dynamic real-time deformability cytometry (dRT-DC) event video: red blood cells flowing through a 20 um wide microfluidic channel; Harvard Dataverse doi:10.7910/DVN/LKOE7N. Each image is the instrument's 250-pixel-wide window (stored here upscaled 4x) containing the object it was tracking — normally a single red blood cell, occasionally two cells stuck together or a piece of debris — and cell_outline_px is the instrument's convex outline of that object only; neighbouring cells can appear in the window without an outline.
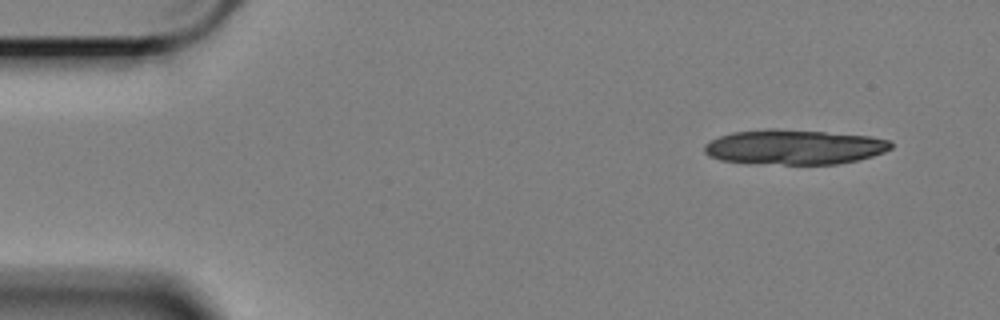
{"species": "Egyptian fruit bat (a non-hibernating species)", "species_latin": "Rousettus aegyptiacus", "temperature_condition": "cold", "stored_images_in_passage": 13, "camera_frame_rate_fps": 3000, "um_per_image_px": 0.085, "animal": {"sex": "female"}, "frame": {"image": 1, "passage_image": 1, "time_ms": 0.0, "image_size_px": [1000, 320], "cell_outline_px": [[892, 148], [884, 152], [860, 160], [840, 164], [784, 164], [720, 160], [708, 156], [704, 152], [704, 144], [720, 136], [732, 132], [768, 128], [824, 132], [868, 136], [892, 140]], "centroid_in_image_um": [67.54, 12.49], "position_along_channel_um": 17.5, "area_um2": 37.8}}